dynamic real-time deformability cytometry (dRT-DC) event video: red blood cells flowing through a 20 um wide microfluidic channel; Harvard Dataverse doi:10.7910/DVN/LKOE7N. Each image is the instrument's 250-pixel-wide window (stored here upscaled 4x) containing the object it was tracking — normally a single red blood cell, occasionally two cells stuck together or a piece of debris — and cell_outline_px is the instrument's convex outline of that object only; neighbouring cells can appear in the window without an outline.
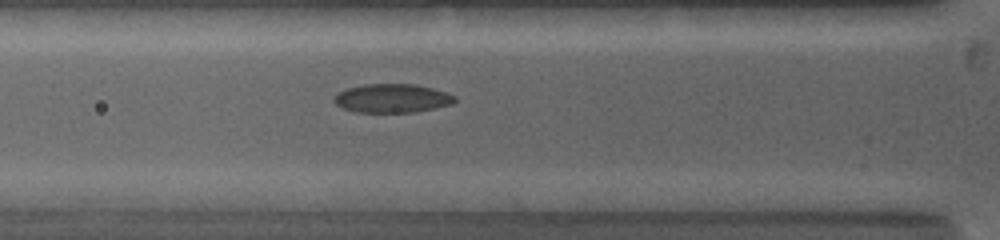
{"species": "common noctule bat (a hibernating species)", "species_latin": "Nyctalus noctula", "temperature_condition": "warm", "stored_images_in_passage": 9, "camera_frame_rate_fps": 5000, "um_per_image_px": 0.085, "animal": {"sex": "female", "body_mass_g": 19.0, "forearm_length_mm": 53.3}, "frame": {"image": 1, "passage_image": 6, "time_ms": 3.0, "image_size_px": [1000, 240], "cell_outline_px": [[456, 100], [452, 104], [416, 112], [356, 112], [344, 108], [336, 104], [332, 100], [340, 92], [348, 88], [364, 84], [416, 84], [432, 88], [456, 96]], "centroid_in_image_um": [33.35, 8.35], "position_along_channel_um": 92.5, "area_um2": 20.06}}